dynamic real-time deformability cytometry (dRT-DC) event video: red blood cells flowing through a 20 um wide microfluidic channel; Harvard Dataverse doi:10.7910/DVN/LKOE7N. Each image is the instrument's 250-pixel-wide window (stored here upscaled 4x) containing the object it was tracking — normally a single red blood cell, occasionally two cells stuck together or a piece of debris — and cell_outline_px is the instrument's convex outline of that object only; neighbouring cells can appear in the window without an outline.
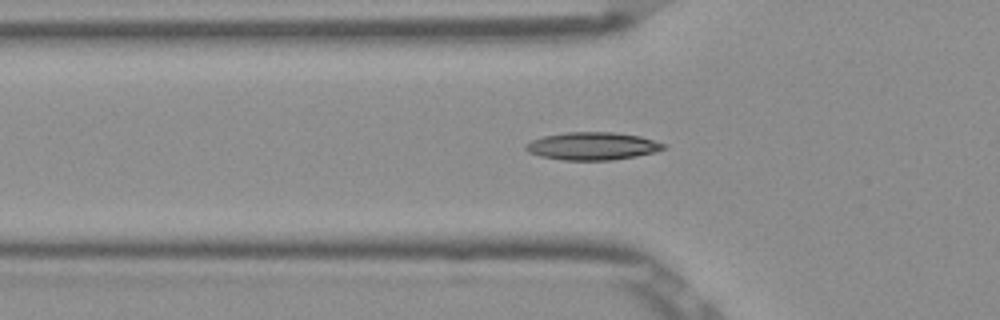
{"species": "Egyptian fruit bat (a non-hibernating species)", "species_latin": "Rousettus aegyptiacus", "temperature_condition": "room temperature", "stored_images_in_passage": 37, "camera_frame_rate_fps": 3000, "um_per_image_px": 0.085, "frame": {"image": 1, "passage_image": 10, "time_ms": 3.0, "image_size_px": [1000, 320], "cell_outline_px": [[668, 148], [656, 152], [636, 156], [612, 160], [564, 160], [540, 156], [528, 152], [524, 148], [524, 144], [532, 140], [544, 136], [564, 132], [616, 132], [640, 136], [668, 144]], "centroid_in_image_um": [50.39, 12.41], "position_along_channel_um": 75.4, "area_um2": 22.54}}
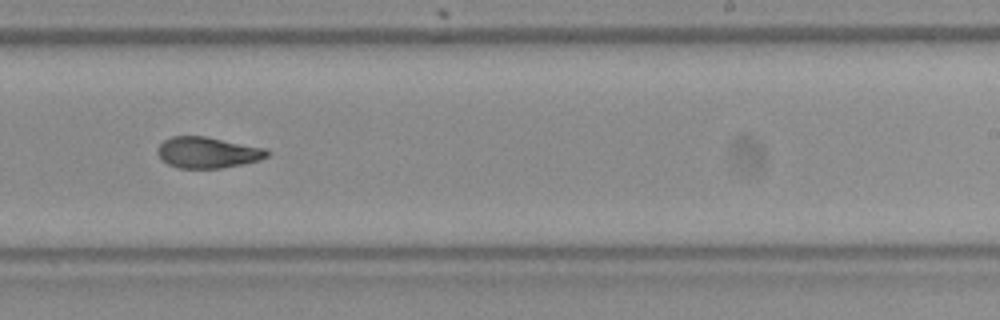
{"frame": {"image": 2, "passage_image": 25, "time_ms": 8.0, "image_size_px": [1000, 320], "cell_outline_px": [[272, 152], [268, 156], [260, 160], [244, 164], [220, 168], [180, 168], [168, 164], [156, 152], [156, 148], [164, 140], [172, 136], [204, 136], [268, 148]], "centroid_in_image_um": [17.7, 12.96], "position_along_channel_um": 271.3, "area_um2": 20.0}}
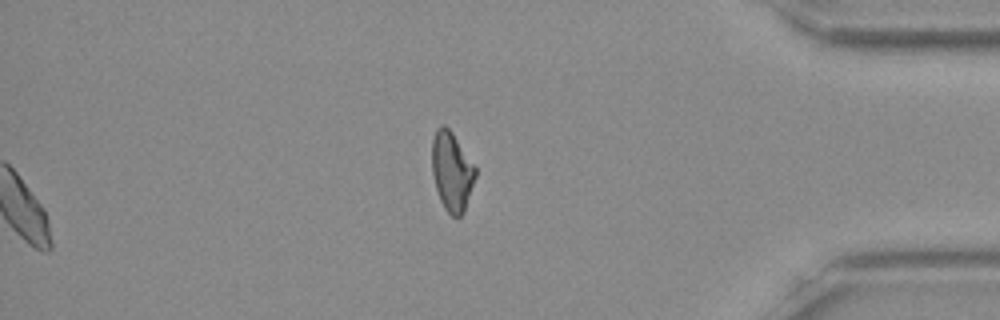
{"frame": {"image": 3, "passage_image": 37, "time_ms": 12.0, "image_size_px": [1000, 320], "cell_outline_px": [[476, 176], [464, 212], [460, 216], [452, 216], [444, 208], [440, 200], [436, 188], [432, 172], [432, 140], [436, 128], [440, 124], [444, 124], [452, 132], [476, 168]], "centroid_in_image_um": [38.39, 14.55], "position_along_channel_um": 396.8, "area_um2": 19.94}, "authors_computed_cell_mechanics": {"area_um2": 20.4034, "velocity_mm_per_s": 3.9016, "shape_relaxation_time_tau1_ms": null, "shape_relaxation_time_tau2_ms": 2.8207, "deformation_change_tau1": null, "deformation_change_tau2": 0.0912}}